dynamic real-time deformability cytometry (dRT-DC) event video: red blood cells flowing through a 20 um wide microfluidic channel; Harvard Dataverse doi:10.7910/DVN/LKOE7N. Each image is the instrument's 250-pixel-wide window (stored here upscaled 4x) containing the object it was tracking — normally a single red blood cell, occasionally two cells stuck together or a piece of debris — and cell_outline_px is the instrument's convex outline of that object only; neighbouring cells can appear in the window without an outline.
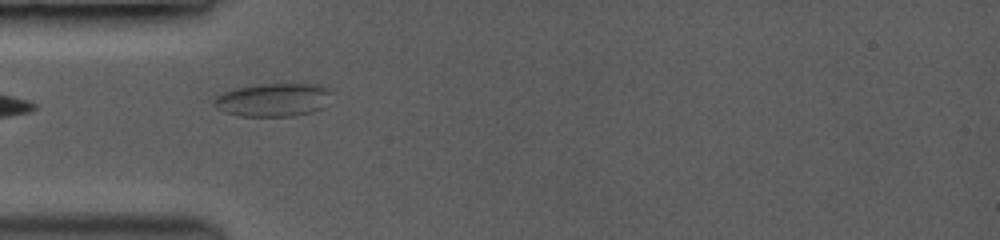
{"species": "common noctule bat (a hibernating species)", "species_latin": "Nyctalus noctula", "temperature_condition": "room temperature", "stored_images_in_passage": 13, "camera_frame_rate_fps": 3500, "um_per_image_px": 0.085, "animal": {"sex": "female", "body_mass_g": 19.0, "forearm_length_mm": 53.3}, "frame": {"image": 1, "passage_image": 1, "time_ms": 0.0, "image_size_px": [1000, 240], "cell_outline_px": [[328, 92], [320, 108], [312, 112], [292, 116], [240, 116], [224, 112], [216, 108], [216, 100], [220, 96], [228, 92], [240, 88], [260, 84], [304, 84], [324, 88]], "centroid_in_image_um": [23.16, 8.52], "position_along_channel_um": 61.8, "area_um2": 21.5}}